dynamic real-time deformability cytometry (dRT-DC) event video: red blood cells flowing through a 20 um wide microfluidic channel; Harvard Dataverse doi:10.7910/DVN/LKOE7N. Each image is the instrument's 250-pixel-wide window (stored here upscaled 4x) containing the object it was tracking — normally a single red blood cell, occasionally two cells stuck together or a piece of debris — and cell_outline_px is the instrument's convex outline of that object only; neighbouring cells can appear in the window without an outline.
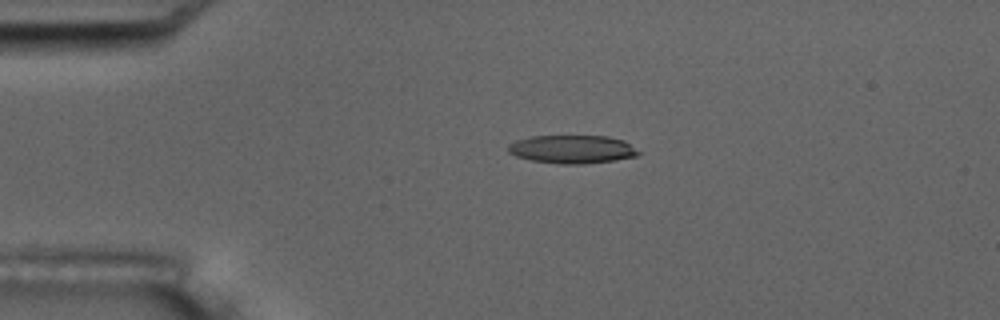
{"species": "common noctule bat (a hibernating species)", "species_latin": "Nyctalus noctula", "temperature_condition": "room temperature", "stored_images_in_passage": 3, "camera_frame_rate_fps": 3000, "um_per_image_px": 0.085, "animal": {"sex": "male", "body_mass_g": 17.5, "forearm_length_mm": 52.3}, "frame": {"image": 1, "passage_image": 2, "time_ms": 1.0, "image_size_px": [1000, 320], "cell_outline_px": [[644, 152], [636, 156], [616, 160], [584, 164], [560, 164], [532, 160], [516, 156], [508, 152], [508, 144], [516, 140], [532, 136], [608, 136], [624, 140]], "centroid_in_image_um": [48.69, 12.69], "position_along_channel_um": 36.3, "area_um2": 21.68}}